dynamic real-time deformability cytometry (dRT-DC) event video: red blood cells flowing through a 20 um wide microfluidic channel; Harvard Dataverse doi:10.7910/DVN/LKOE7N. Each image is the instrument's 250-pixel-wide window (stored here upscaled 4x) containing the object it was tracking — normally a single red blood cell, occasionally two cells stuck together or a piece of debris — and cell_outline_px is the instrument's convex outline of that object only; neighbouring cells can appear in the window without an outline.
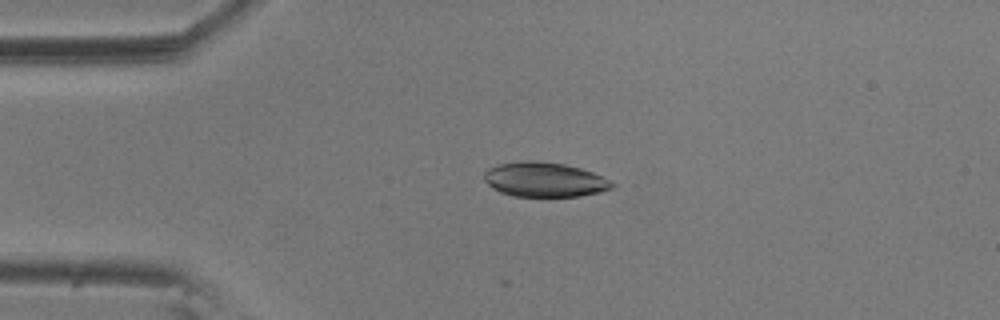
{"species": "common noctule bat (a hibernating species)", "species_latin": "Nyctalus noctula", "temperature_condition": "room temperature", "stored_images_in_passage": 2, "camera_frame_rate_fps": 3000, "um_per_image_px": 0.085, "animal": {"sex": "male", "body_mass_g": 20.5, "forearm_length_mm": 52.5}, "frame": {"image": 1, "passage_image": 2, "time_ms": 0.333, "image_size_px": [1000, 320], "cell_outline_px": [[616, 184], [612, 188], [600, 192], [580, 196], [512, 196], [500, 192], [492, 188], [484, 180], [484, 172], [488, 168], [496, 164], [528, 160], [536, 160], [564, 164], [580, 168], [592, 172], [612, 180]], "centroid_in_image_um": [46.28, 15.26], "position_along_channel_um": 38.7, "area_um2": 26.01}}